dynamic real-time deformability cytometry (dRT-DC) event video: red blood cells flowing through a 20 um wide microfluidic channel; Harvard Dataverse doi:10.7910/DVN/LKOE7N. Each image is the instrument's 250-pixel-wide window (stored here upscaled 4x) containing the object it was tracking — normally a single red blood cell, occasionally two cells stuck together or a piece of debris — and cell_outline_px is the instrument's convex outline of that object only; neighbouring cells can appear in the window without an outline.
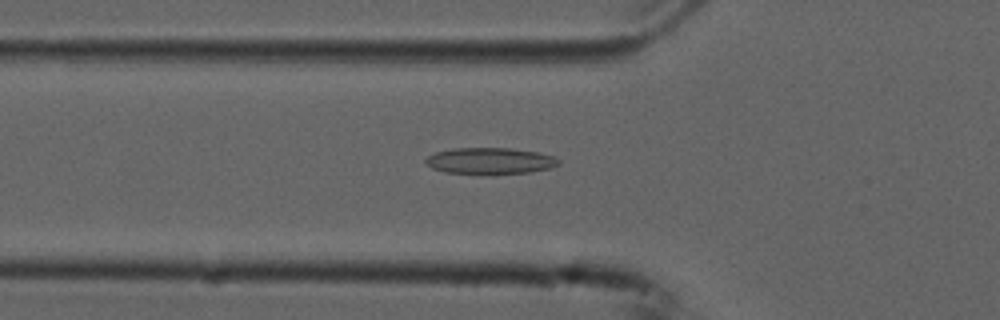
{"species": "common noctule bat (a hibernating species)", "species_latin": "Nyctalus noctula", "temperature_condition": "cold", "stored_images_in_passage": 50, "camera_frame_rate_fps": 3000, "um_per_image_px": 0.085, "animal": {"sex": "male", "forearm_length_mm": 52.5}, "frame": {"image": 1, "passage_image": 14, "time_ms": 4.333, "image_size_px": [1000, 320], "cell_outline_px": [[560, 164], [552, 168], [528, 172], [444, 172], [432, 168], [424, 160], [428, 156], [436, 152], [452, 148], [512, 148], [540, 152], [552, 156], [560, 160]], "centroid_in_image_um": [41.69, 13.64], "position_along_channel_um": 84.1, "area_um2": 19.88}}
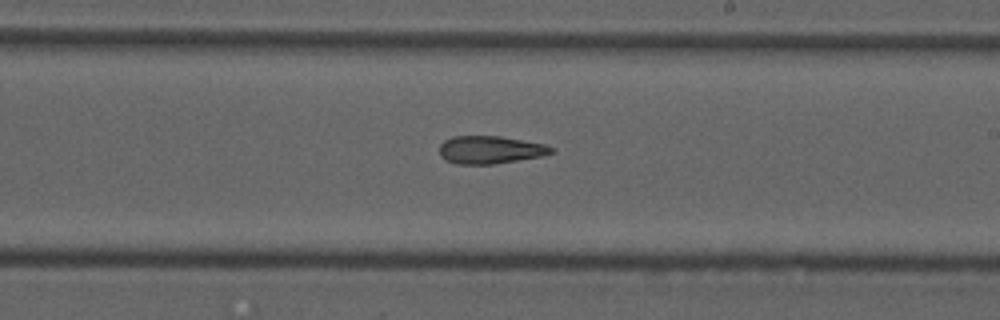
{"frame": {"image": 2, "passage_image": 27, "time_ms": 8.667, "image_size_px": [1000, 320], "cell_outline_px": [[556, 152], [544, 156], [492, 164], [456, 164], [444, 160], [440, 156], [440, 144], [444, 140], [452, 136], [500, 136], [544, 144], [556, 148]], "centroid_in_image_um": [41.68, 12.73], "position_along_channel_um": 247.3, "area_um2": 18.32}}
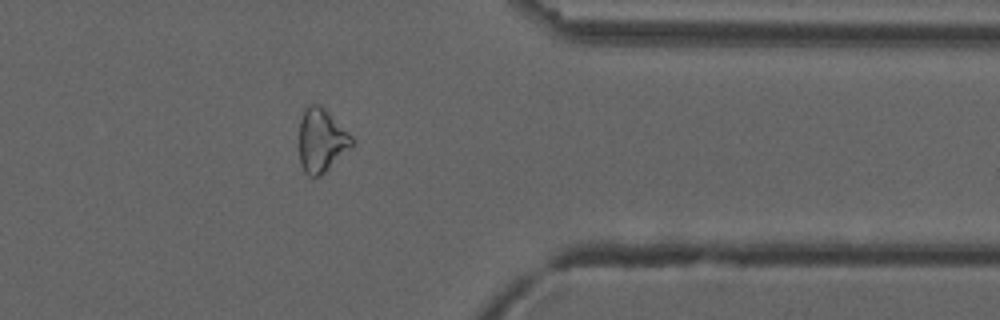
{"frame": {"image": 3, "passage_image": 39, "time_ms": 12.667, "image_size_px": [1000, 320], "cell_outline_px": [[356, 140], [352, 148], [320, 176], [308, 176], [304, 172], [300, 164], [300, 120], [304, 108], [308, 104], [320, 104]], "centroid_in_image_um": [27.34, 11.94], "position_along_channel_um": 384.1, "area_um2": 19.65}, "authors_computed_cell_mechanics": {"area_um2": 19.8254, "velocity_mm_per_s": 3.7531, "shape_relaxation_time_tau1_ms": null, "shape_relaxation_time_tau2_ms": 8.806, "deformation_change_tau1": null, "deformation_change_tau2": 0.2248}}